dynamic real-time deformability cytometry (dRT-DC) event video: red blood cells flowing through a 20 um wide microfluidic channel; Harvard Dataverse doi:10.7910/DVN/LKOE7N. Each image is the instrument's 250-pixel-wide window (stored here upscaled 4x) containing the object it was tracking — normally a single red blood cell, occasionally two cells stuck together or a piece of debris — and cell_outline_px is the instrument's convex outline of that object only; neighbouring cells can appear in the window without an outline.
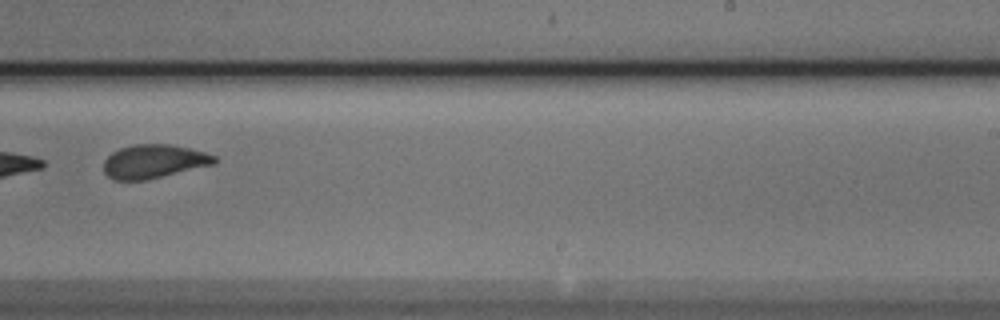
{"species": "Egyptian fruit bat (a non-hibernating species)", "species_latin": "Rousettus aegyptiacus", "temperature_condition": "cold", "stored_images_in_passage": 12, "camera_frame_rate_fps": 3000, "um_per_image_px": 0.085, "animal": {"sex": "male"}, "frame": {"image": 1, "passage_image": 10, "time_ms": 3.0, "image_size_px": [1000, 320], "cell_outline_px": [[216, 164], [148, 180], [112, 180], [104, 172], [104, 160], [112, 152], [120, 148], [132, 144], [168, 144], [188, 148], [204, 152], [216, 156]], "centroid_in_image_um": [13.07, 13.73], "position_along_channel_um": 275.9, "area_um2": 21.91}}
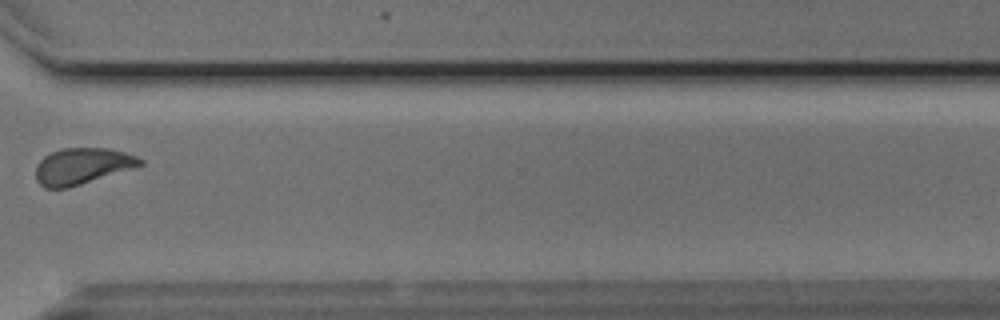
{"frame": {"image": 2, "passage_image": 12, "time_ms": 3.667, "image_size_px": [1000, 320], "cell_outline_px": [[144, 164], [68, 188], [44, 188], [36, 180], [36, 164], [44, 156], [60, 148], [108, 148], [124, 152], [136, 156], [144, 160]], "centroid_in_image_um": [6.95, 14.11], "position_along_channel_um": 363.6, "area_um2": 21.91}}